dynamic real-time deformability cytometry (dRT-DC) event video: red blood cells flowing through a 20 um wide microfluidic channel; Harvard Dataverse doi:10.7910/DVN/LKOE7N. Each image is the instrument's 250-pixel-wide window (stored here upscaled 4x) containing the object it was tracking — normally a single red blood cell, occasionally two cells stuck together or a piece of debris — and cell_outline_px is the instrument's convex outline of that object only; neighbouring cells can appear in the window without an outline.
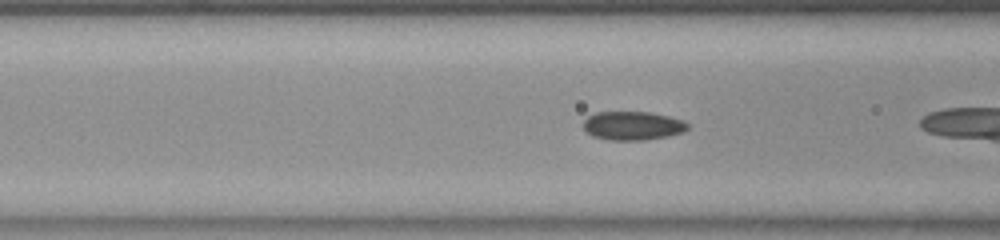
{"species": "common noctule bat (a hibernating species)", "species_latin": "Nyctalus noctula", "temperature_condition": "room temperature", "stored_images_in_passage": 11, "camera_frame_rate_fps": 3000, "um_per_image_px": 0.085, "animal": {"sex": "female", "body_mass_g": 23.0, "forearm_length_mm": 53.4}, "frame": {"image": 1, "passage_image": 5, "time_ms": 1.333, "image_size_px": [1000, 240], "cell_outline_px": [[688, 128], [684, 132], [668, 136], [644, 140], [608, 140], [592, 136], [584, 128], [584, 120], [588, 116], [596, 112], [648, 112], [668, 116], [684, 120], [688, 124]], "centroid_in_image_um": [53.79, 10.69], "position_along_channel_um": 112.8, "area_um2": 17.46}}